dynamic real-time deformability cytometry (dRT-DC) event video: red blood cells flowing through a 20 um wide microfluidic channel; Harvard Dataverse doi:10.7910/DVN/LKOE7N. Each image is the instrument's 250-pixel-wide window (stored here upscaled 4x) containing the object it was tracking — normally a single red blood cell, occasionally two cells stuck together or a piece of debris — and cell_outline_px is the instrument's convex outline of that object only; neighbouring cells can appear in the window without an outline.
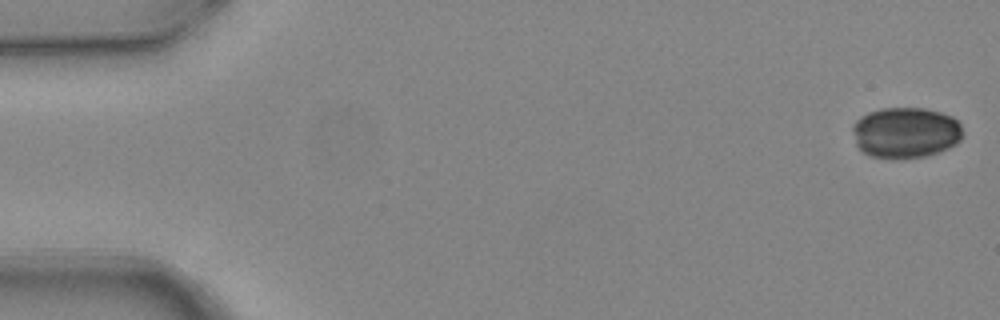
{"species": "common noctule bat (a hibernating species)", "species_latin": "Nyctalus noctula", "temperature_condition": "warm", "stored_images_in_passage": 4, "camera_frame_rate_fps": 3000, "um_per_image_px": 0.085, "animal": {"sex": "female", "body_mass_g": 24.6, "forearm_length_mm": 56.2}, "frame": {"image": 1, "passage_image": 1, "time_ms": 0.0, "image_size_px": [1000, 320], "cell_outline_px": [[964, 136], [956, 144], [948, 148], [924, 156], [904, 160], [892, 160], [868, 156], [856, 144], [852, 132], [852, 124], [860, 116], [868, 112], [880, 108], [924, 108], [940, 112], [952, 116], [960, 124], [964, 132]], "centroid_in_image_um": [76.96, 11.29], "position_along_channel_um": 8.0, "area_um2": 33.35}}